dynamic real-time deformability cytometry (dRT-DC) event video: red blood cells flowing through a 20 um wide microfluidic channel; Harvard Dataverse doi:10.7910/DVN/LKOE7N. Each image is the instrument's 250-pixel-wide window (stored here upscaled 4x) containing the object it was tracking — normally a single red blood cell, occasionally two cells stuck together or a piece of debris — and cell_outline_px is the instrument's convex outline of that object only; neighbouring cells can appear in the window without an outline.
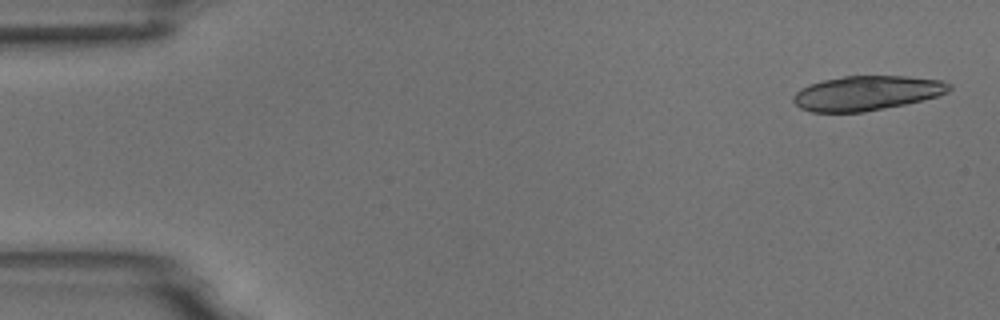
{"species": "common noctule bat (a hibernating species)", "species_latin": "Nyctalus noctula", "temperature_condition": "room temperature", "stored_images_in_passage": 10, "camera_frame_rate_fps": 3000, "um_per_image_px": 0.085, "animal": {"sex": "male", "body_mass_g": 18.8}, "frame": {"image": 1, "passage_image": 1, "time_ms": 0.0, "image_size_px": [1000, 320], "cell_outline_px": [[952, 88], [948, 92], [940, 96], [904, 104], [864, 112], [812, 112], [800, 108], [792, 100], [792, 96], [800, 88], [808, 84], [824, 80], [844, 76], [908, 76], [944, 80], [952, 84]], "centroid_in_image_um": [73.7, 7.9], "position_along_channel_um": 11.3, "area_um2": 31.67}}
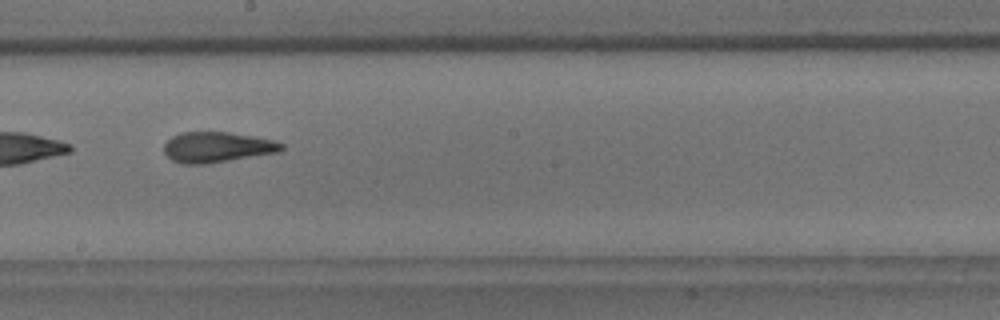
{"frame": {"image": 2, "passage_image": 9, "time_ms": 9.333, "image_size_px": [1000, 320], "cell_outline_px": [[284, 148], [280, 152], [208, 164], [184, 164], [172, 160], [164, 152], [164, 144], [172, 136], [180, 132], [228, 132], [252, 136], [272, 140], [284, 144]], "centroid_in_image_um": [18.45, 12.51], "position_along_channel_um": 229.7, "area_um2": 20.92}}
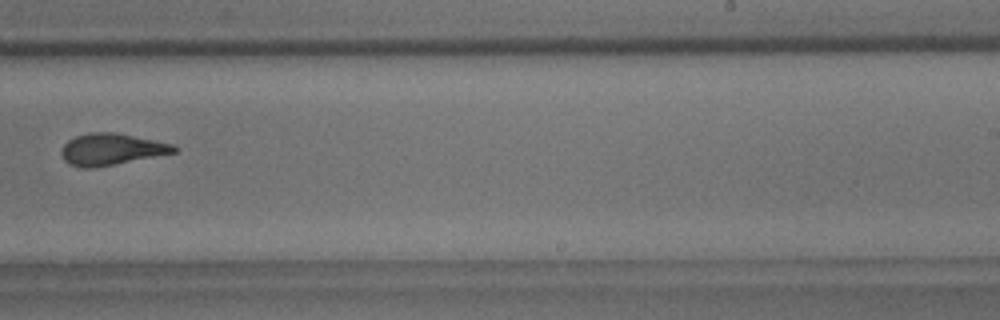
{"frame": {"image": 3, "passage_image": 10, "time_ms": 10.667, "image_size_px": [1000, 320], "cell_outline_px": [[180, 148], [176, 152], [92, 168], [84, 168], [68, 164], [64, 160], [60, 152], [64, 144], [68, 140], [76, 136], [88, 132], [112, 132], [172, 144]], "centroid_in_image_um": [9.42, 12.69], "position_along_channel_um": 279.6, "area_um2": 20.4}}